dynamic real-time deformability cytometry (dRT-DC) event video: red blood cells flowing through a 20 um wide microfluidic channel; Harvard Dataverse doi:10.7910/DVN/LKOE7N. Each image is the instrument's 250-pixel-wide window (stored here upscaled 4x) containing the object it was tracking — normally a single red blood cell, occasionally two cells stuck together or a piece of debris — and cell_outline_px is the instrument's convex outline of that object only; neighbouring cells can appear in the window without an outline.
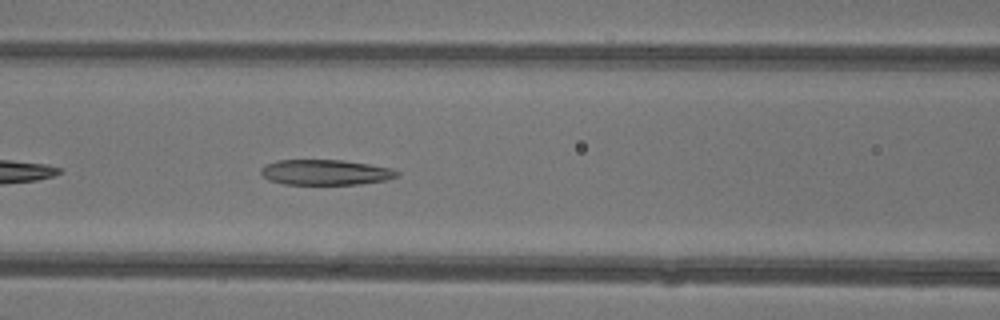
{"species": "common noctule bat (a hibernating species)", "species_latin": "Nyctalus noctula", "temperature_condition": "warm", "stored_images_in_passage": 21, "camera_frame_rate_fps": 3000, "um_per_image_px": 0.085, "animal": {"sex": "female"}, "frame": {"image": 1, "passage_image": 7, "time_ms": 2.0, "image_size_px": [1000, 320], "cell_outline_px": [[400, 176], [384, 180], [360, 184], [284, 184], [268, 180], [260, 172], [260, 168], [276, 160], [344, 160], [392, 168], [400, 172]], "centroid_in_image_um": [27.68, 14.64], "position_along_channel_um": 138.9, "area_um2": 20.11}}
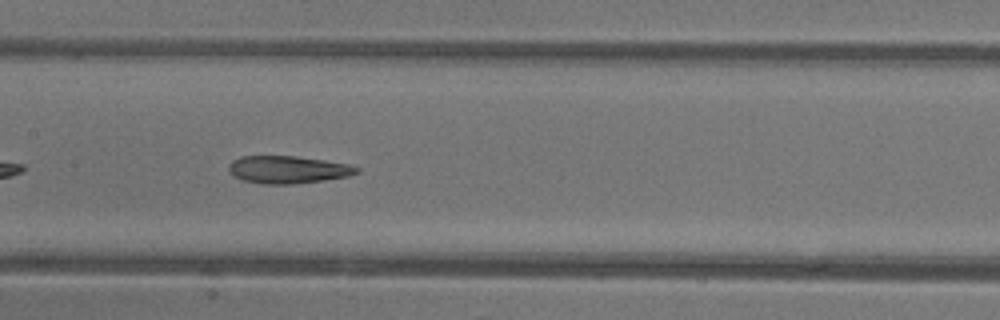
{"frame": {"image": 2, "passage_image": 10, "time_ms": 3.0, "image_size_px": [1000, 320], "cell_outline_px": [[360, 172], [348, 176], [324, 180], [292, 184], [264, 184], [240, 180], [232, 176], [228, 168], [228, 164], [232, 160], [240, 156], [296, 156], [324, 160], [348, 164], [360, 168]], "centroid_in_image_um": [24.43, 14.42], "position_along_channel_um": 183.0, "area_um2": 20.69}}
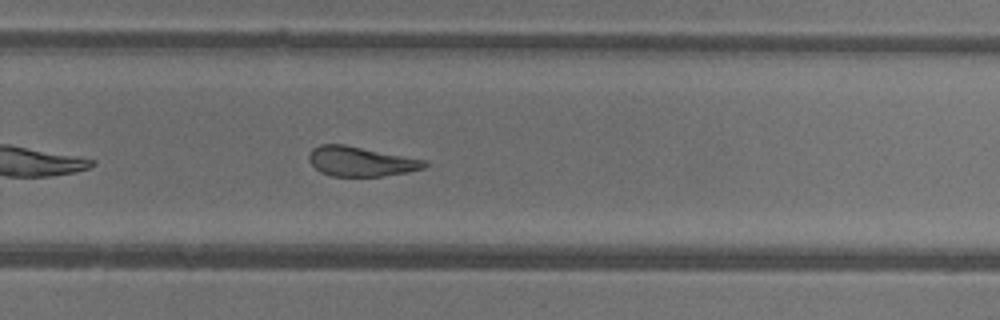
{"frame": {"image": 3, "passage_image": 18, "time_ms": 5.667, "image_size_px": [1000, 320], "cell_outline_px": [[428, 164], [424, 168], [408, 172], [380, 176], [332, 176], [320, 172], [308, 160], [308, 156], [312, 148], [320, 144], [344, 144], [428, 160]], "centroid_in_image_um": [30.67, 13.71], "position_along_channel_um": 299.1, "area_um2": 20.11}}